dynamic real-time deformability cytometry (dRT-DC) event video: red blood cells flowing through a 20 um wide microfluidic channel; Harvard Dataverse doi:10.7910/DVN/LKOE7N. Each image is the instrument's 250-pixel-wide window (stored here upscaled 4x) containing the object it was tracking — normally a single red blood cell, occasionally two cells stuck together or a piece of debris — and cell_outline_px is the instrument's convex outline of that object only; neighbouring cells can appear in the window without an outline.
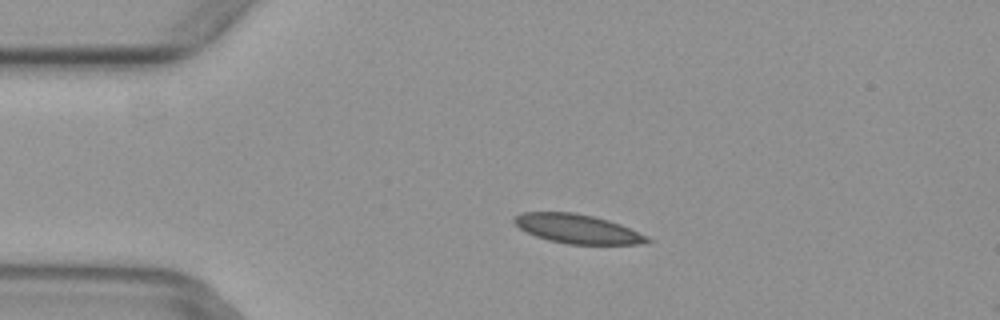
{"species": "common noctule bat (a hibernating species)", "species_latin": "Nyctalus noctula", "temperature_condition": "warm", "stored_images_in_passage": 3, "camera_frame_rate_fps": 3000, "um_per_image_px": 0.085, "animal": {"sex": "female", "body_mass_g": 29.2, "forearm_length_mm": 56.3}, "frame": {"image": 1, "passage_image": 2, "time_ms": 0.333, "image_size_px": [1000, 320], "cell_outline_px": [[652, 240], [648, 244], [568, 244], [548, 240], [536, 236], [520, 228], [512, 220], [516, 216], [524, 212], [572, 212], [592, 216], [608, 220], [620, 224], [648, 236]], "centroid_in_image_um": [49.12, 19.46], "position_along_channel_um": 35.9, "area_um2": 22.43}}